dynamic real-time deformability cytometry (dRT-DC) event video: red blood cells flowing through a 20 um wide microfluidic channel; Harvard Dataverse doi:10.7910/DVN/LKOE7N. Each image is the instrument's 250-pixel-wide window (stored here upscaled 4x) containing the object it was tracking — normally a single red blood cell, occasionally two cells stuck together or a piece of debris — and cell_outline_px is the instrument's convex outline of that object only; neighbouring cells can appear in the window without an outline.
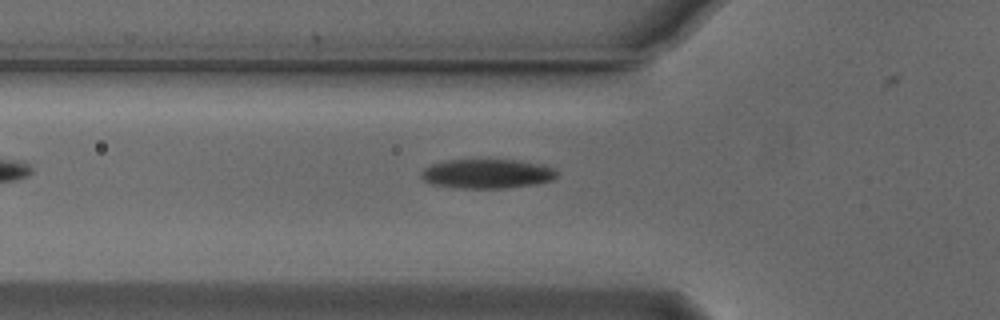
{"species": "Egyptian fruit bat (a non-hibernating species)", "species_latin": "Rousettus aegyptiacus", "temperature_condition": "cold", "stored_images_in_passage": 26, "camera_frame_rate_fps": 3000, "um_per_image_px": 0.085, "animal": {"sex": "male"}, "frame": {"image": 1, "passage_image": 3, "time_ms": 0.667, "image_size_px": [1000, 320], "cell_outline_px": [[556, 176], [552, 180], [536, 184], [504, 188], [460, 188], [432, 184], [424, 180], [420, 176], [420, 172], [424, 168], [432, 164], [448, 160], [516, 160], [544, 164], [556, 168]], "centroid_in_image_um": [41.42, 14.76], "position_along_channel_um": 84.4, "area_um2": 23.24}}
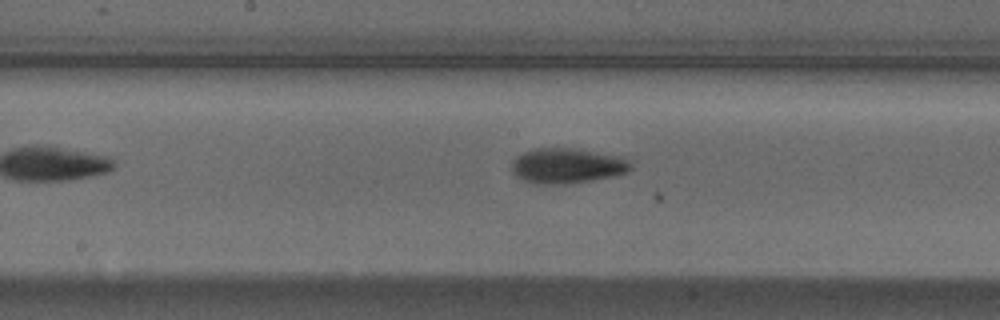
{"frame": {"image": 2, "passage_image": 12, "time_ms": 3.667, "image_size_px": [1000, 320], "cell_outline_px": [[632, 168], [628, 172], [612, 176], [592, 180], [564, 184], [536, 184], [524, 180], [516, 176], [512, 172], [512, 160], [516, 156], [532, 148], [576, 148], [624, 156], [628, 160]], "centroid_in_image_um": [48.2, 14.07], "position_along_channel_um": 200.0, "area_um2": 24.68}}
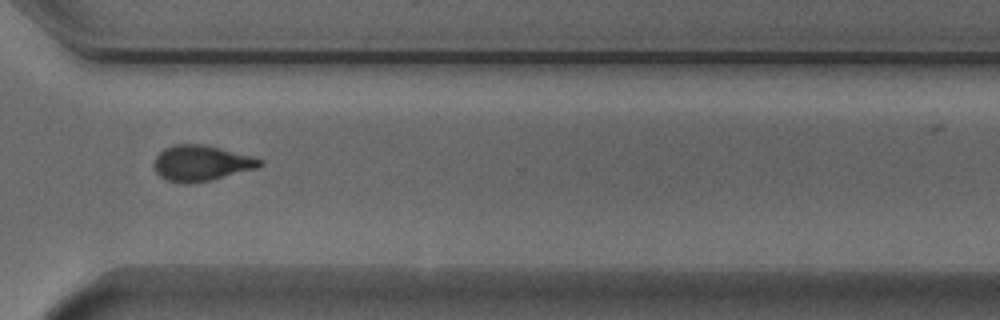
{"frame": {"image": 3, "passage_image": 24, "time_ms": 7.667, "image_size_px": [1000, 320], "cell_outline_px": [[264, 164], [256, 168], [208, 180], [188, 184], [184, 184], [168, 180], [160, 176], [156, 172], [152, 164], [156, 156], [164, 148], [172, 144], [204, 144], [252, 156], [264, 160]], "centroid_in_image_um": [17.07, 13.85], "position_along_channel_um": 353.5, "area_um2": 21.91}, "authors_computed_cell_mechanics": {"area_um2": 23.7558, "velocity_mm_per_s": 3.8419, "shape_relaxation_time_tau1_ms": 2.2836, "shape_relaxation_time_tau2_ms": 7.1692, "deformation_change_tau1": 0.1265, "deformation_change_tau2": 0.1386}}